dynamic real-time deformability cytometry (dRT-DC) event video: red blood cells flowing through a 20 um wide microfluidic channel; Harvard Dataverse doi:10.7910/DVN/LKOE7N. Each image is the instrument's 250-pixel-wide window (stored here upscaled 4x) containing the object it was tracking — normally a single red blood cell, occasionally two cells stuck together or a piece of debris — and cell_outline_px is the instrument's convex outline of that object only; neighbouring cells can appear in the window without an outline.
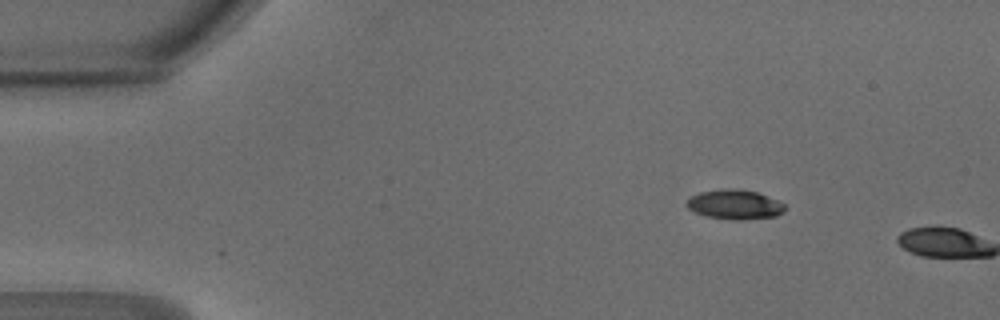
{"species": "common noctule bat (a hibernating species)", "species_latin": "Nyctalus noctula", "temperature_condition": "warm", "stored_images_in_passage": 2, "camera_frame_rate_fps": 3000, "um_per_image_px": 0.085, "animal": {"sex": "male", "body_mass_g": 18.8}, "frame": {"image": 1, "passage_image": 1, "time_ms": 0.0, "image_size_px": [1000, 320], "cell_outline_px": [[788, 208], [784, 212], [776, 216], [744, 220], [732, 220], [704, 216], [688, 208], [688, 200], [692, 196], [700, 192], [720, 188], [740, 188], [756, 192], [776, 200], [784, 204]], "centroid_in_image_um": [62.48, 17.38], "position_along_channel_um": 22.5, "area_um2": 17.05}}